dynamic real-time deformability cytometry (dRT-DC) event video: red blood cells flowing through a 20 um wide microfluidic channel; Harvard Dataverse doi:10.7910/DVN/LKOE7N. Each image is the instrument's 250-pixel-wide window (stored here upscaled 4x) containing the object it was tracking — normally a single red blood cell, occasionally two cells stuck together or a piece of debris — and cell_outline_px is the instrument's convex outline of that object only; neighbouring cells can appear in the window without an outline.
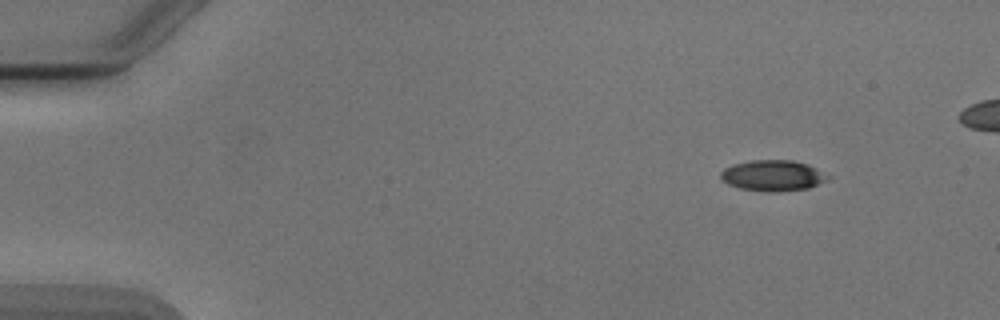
{"species": "Egyptian fruit bat (a non-hibernating species)", "species_latin": "Rousettus aegyptiacus", "temperature_condition": "cold", "stored_images_in_passage": 6, "camera_frame_rate_fps": 3000, "um_per_image_px": 0.085, "animal": {"sex": "male"}, "frame": {"image": 1, "passage_image": 1, "time_ms": 0.0, "image_size_px": [1000, 320], "cell_outline_px": [[832, 176], [828, 180], [808, 188], [740, 188], [728, 184], [720, 176], [720, 172], [724, 168], [732, 164], [752, 160], [792, 160], [808, 164]], "centroid_in_image_um": [65.71, 14.84], "position_along_channel_um": 19.3, "area_um2": 18.26}}
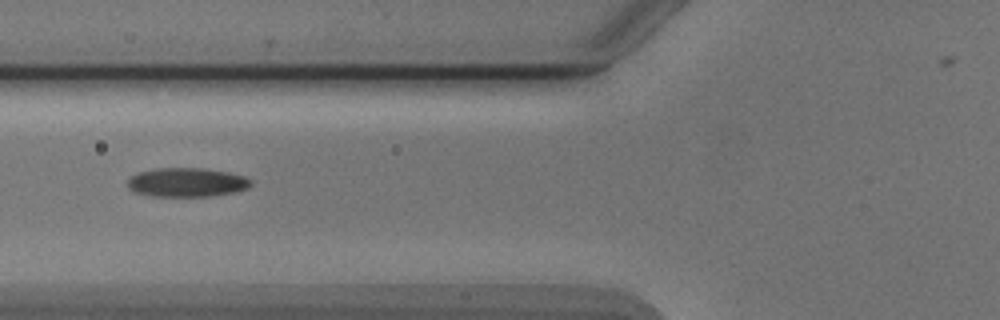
{"frame": {"image": 2, "passage_image": 5, "time_ms": 5.0, "image_size_px": [1000, 320], "cell_outline_px": [[252, 184], [248, 188], [236, 192], [212, 196], [148, 196], [136, 192], [128, 188], [128, 180], [132, 176], [140, 172], [156, 168], [200, 168], [228, 172], [244, 176], [252, 180]], "centroid_in_image_um": [15.9, 15.5], "position_along_channel_um": 109.9, "area_um2": 20.87}}
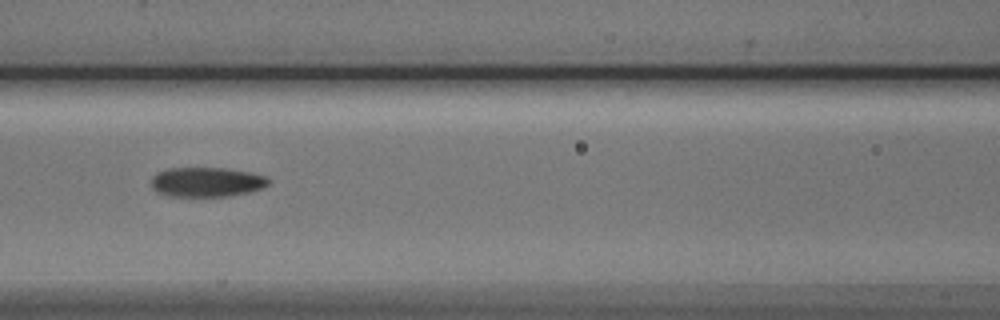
{"frame": {"image": 3, "passage_image": 6, "time_ms": 6.0, "image_size_px": [1000, 320], "cell_outline_px": [[272, 180], [264, 188], [248, 192], [228, 196], [168, 196], [156, 192], [152, 188], [152, 176], [156, 172], [168, 168], [228, 168], [252, 172], [264, 176]], "centroid_in_image_um": [17.57, 15.46], "position_along_channel_um": 149.0, "area_um2": 20.46}}